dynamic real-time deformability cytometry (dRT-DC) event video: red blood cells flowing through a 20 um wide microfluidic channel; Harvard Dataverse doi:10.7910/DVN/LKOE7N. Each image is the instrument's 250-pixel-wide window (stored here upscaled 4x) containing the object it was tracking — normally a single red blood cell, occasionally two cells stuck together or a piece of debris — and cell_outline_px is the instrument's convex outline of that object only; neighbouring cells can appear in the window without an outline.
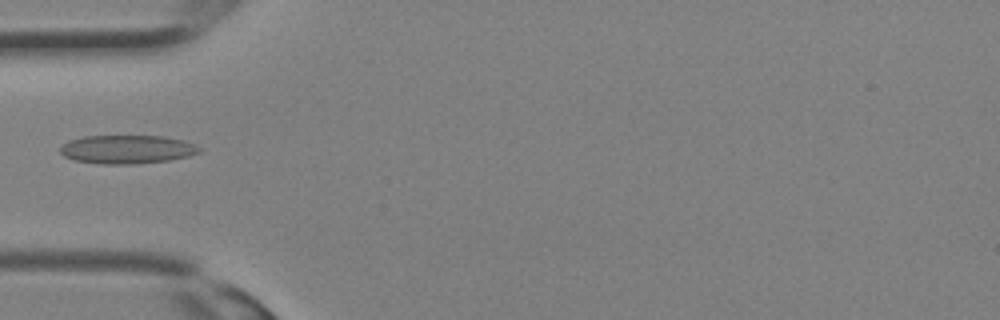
{"species": "Egyptian fruit bat (a non-hibernating species)", "species_latin": "Rousettus aegyptiacus", "temperature_condition": "room temperature", "stored_images_in_passage": 18, "camera_frame_rate_fps": 3000, "um_per_image_px": 0.085, "animal": {"sex": "female"}, "frame": {"image": 1, "passage_image": 11, "time_ms": 3.333, "image_size_px": [1000, 320], "cell_outline_px": [[204, 148], [200, 152], [188, 156], [168, 160], [136, 164], [100, 164], [72, 160], [64, 156], [60, 152], [60, 148], [68, 140], [84, 136], [164, 136], [184, 140], [196, 144]], "centroid_in_image_um": [10.82, 12.69], "position_along_channel_um": 74.2, "area_um2": 23.41}}
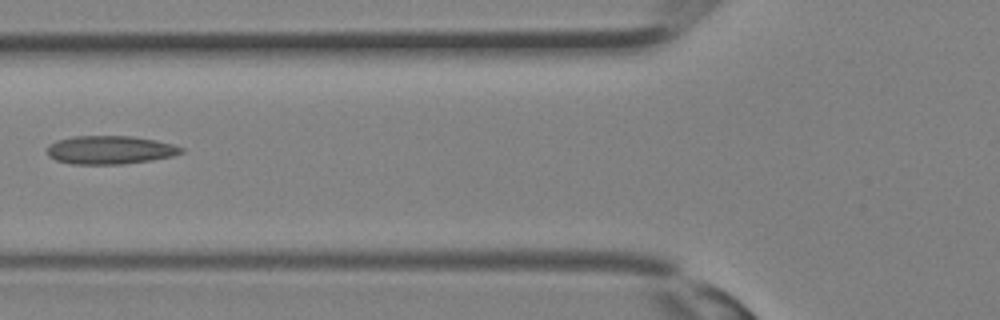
{"frame": {"image": 2, "passage_image": 13, "time_ms": 4.0, "image_size_px": [1000, 320], "cell_outline_px": [[184, 152], [172, 156], [152, 160], [124, 164], [72, 164], [56, 160], [48, 156], [48, 144], [56, 140], [72, 136], [132, 136], [156, 140], [172, 144], [184, 148]], "centroid_in_image_um": [9.35, 12.74], "position_along_channel_um": 116.5, "area_um2": 22.31}}
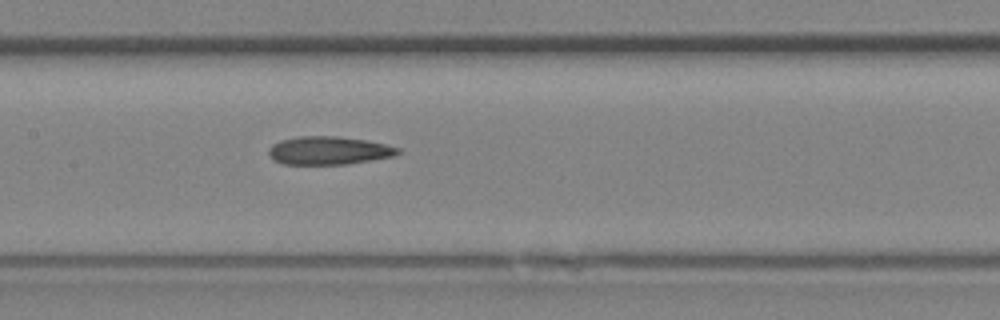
{"frame": {"image": 3, "passage_image": 16, "time_ms": 5.0, "image_size_px": [1000, 320], "cell_outline_px": [[400, 152], [392, 156], [344, 164], [284, 164], [276, 160], [268, 152], [268, 148], [272, 144], [280, 140], [296, 136], [336, 136], [368, 140], [400, 148]], "centroid_in_image_um": [27.92, 12.78], "position_along_channel_um": 179.5, "area_um2": 20.98}}